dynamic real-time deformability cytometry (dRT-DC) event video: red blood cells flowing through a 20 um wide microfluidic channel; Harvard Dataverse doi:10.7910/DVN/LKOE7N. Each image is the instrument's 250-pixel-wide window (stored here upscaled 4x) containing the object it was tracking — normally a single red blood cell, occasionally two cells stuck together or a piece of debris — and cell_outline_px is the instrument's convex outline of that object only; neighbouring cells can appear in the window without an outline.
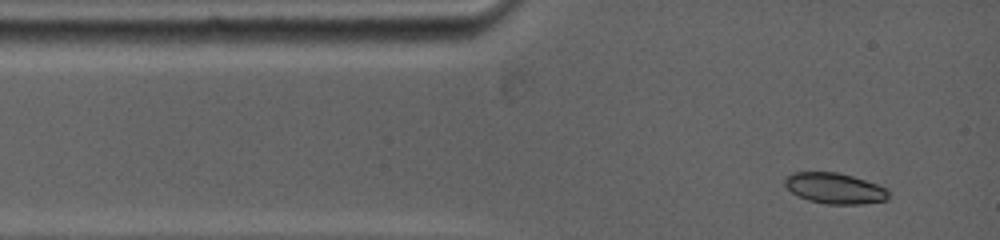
{"species": "common noctule bat (a hibernating species)", "species_latin": "Nyctalus noctula", "temperature_condition": "warm", "stored_images_in_passage": 3, "camera_frame_rate_fps": 5000, "um_per_image_px": 0.085, "animal": {"sex": "female", "body_mass_g": 19.0, "forearm_length_mm": 53.3}, "frame": {"image": 1, "passage_image": 1, "time_ms": 0.0, "image_size_px": [1000, 240], "cell_outline_px": [[888, 200], [860, 204], [828, 204], [808, 200], [796, 196], [784, 184], [784, 180], [792, 172], [836, 172], [852, 176], [888, 188]], "centroid_in_image_um": [70.95, 16.01], "position_along_channel_um": 14.1, "area_um2": 18.55}}
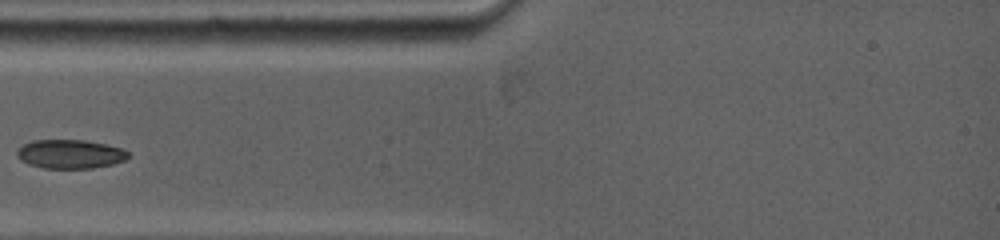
{"frame": {"image": 2, "passage_image": 3, "time_ms": 2.4, "image_size_px": [1000, 240], "cell_outline_px": [[128, 156], [124, 160], [112, 164], [92, 168], [44, 168], [28, 164], [20, 160], [16, 156], [16, 152], [24, 144], [32, 140], [84, 140], [104, 144], [120, 148], [128, 152]], "centroid_in_image_um": [5.92, 13.1], "position_along_channel_um": 79.1, "area_um2": 18.55}}